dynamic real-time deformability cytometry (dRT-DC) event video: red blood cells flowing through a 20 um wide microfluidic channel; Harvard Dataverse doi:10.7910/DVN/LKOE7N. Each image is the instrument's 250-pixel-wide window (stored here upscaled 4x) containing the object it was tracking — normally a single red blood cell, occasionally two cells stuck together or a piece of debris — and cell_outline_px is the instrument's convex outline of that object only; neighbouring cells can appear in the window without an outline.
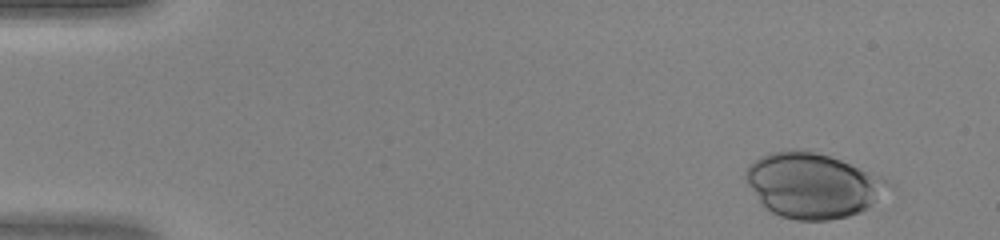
{"species": "human", "species_latin": "Homo sapiens", "temperature_condition": "warm", "stored_images_in_passage": 45, "camera_frame_rate_fps": 3000, "um_per_image_px": 0.085, "donor": {"sex": "female"}, "frame": {"image": 1, "passage_image": 2, "time_ms": 0.333, "image_size_px": [1000, 240], "cell_outline_px": [[896, 188], [868, 208], [860, 212], [848, 216], [828, 220], [796, 220], [780, 216], [764, 208], [748, 184], [744, 176], [748, 164], [760, 156], [772, 152], [792, 148], [808, 148], [840, 160], [880, 176], [896, 184]], "centroid_in_image_um": [69.13, 15.74], "position_along_channel_um": 15.9, "area_um2": 54.79}}
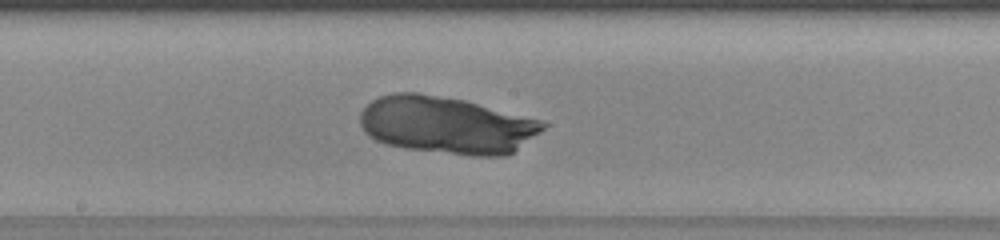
{"frame": {"image": 2, "passage_image": 24, "time_ms": 7.667, "image_size_px": [1000, 240], "cell_outline_px": [[548, 124], [540, 132], [512, 152], [504, 156], [472, 156], [404, 148], [388, 144], [376, 140], [360, 124], [360, 116], [364, 108], [372, 100], [380, 96], [392, 92], [416, 92], [464, 100], [544, 120]], "centroid_in_image_um": [37.99, 10.62], "position_along_channel_um": 210.2, "area_um2": 60.81}}
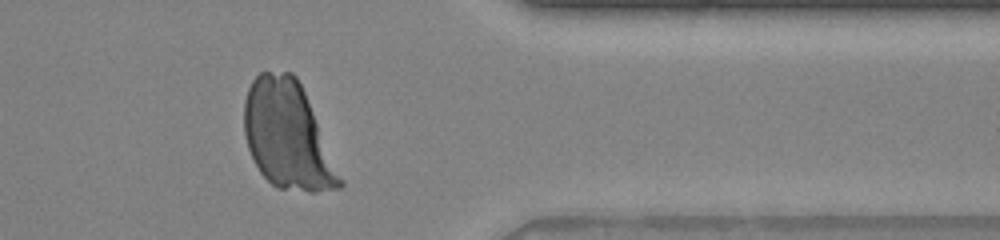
{"frame": {"image": 3, "passage_image": 37, "time_ms": 12.0, "image_size_px": [1000, 240], "cell_outline_px": [[344, 184], [340, 188], [316, 192], [308, 192], [276, 188], [260, 172], [248, 148], [244, 132], [244, 100], [248, 88], [252, 80], [260, 72], [292, 72], [296, 76], [304, 92], [344, 180]], "centroid_in_image_um": [24.44, 11.54], "position_along_channel_um": 387.0, "area_um2": 59.59}}